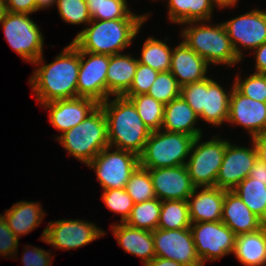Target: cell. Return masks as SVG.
Segmentation results:
<instances>
[{
    "instance_id": "f907efd6",
    "label": "cell",
    "mask_w": 266,
    "mask_h": 266,
    "mask_svg": "<svg viewBox=\"0 0 266 266\" xmlns=\"http://www.w3.org/2000/svg\"><path fill=\"white\" fill-rule=\"evenodd\" d=\"M7 13V7L4 0H0V23L4 19Z\"/></svg>"
},
{
    "instance_id": "9a60e30c",
    "label": "cell",
    "mask_w": 266,
    "mask_h": 266,
    "mask_svg": "<svg viewBox=\"0 0 266 266\" xmlns=\"http://www.w3.org/2000/svg\"><path fill=\"white\" fill-rule=\"evenodd\" d=\"M155 257L174 260L184 266H203L197 256L190 228L152 231Z\"/></svg>"
},
{
    "instance_id": "60d3db41",
    "label": "cell",
    "mask_w": 266,
    "mask_h": 266,
    "mask_svg": "<svg viewBox=\"0 0 266 266\" xmlns=\"http://www.w3.org/2000/svg\"><path fill=\"white\" fill-rule=\"evenodd\" d=\"M19 238L10 230L4 218L0 215V255L16 259Z\"/></svg>"
},
{
    "instance_id": "8992f818",
    "label": "cell",
    "mask_w": 266,
    "mask_h": 266,
    "mask_svg": "<svg viewBox=\"0 0 266 266\" xmlns=\"http://www.w3.org/2000/svg\"><path fill=\"white\" fill-rule=\"evenodd\" d=\"M231 90L226 91L222 85L210 77L181 86V97L198 115L199 119L219 127L227 123Z\"/></svg>"
},
{
    "instance_id": "7c38bea8",
    "label": "cell",
    "mask_w": 266,
    "mask_h": 266,
    "mask_svg": "<svg viewBox=\"0 0 266 266\" xmlns=\"http://www.w3.org/2000/svg\"><path fill=\"white\" fill-rule=\"evenodd\" d=\"M190 230L203 266L234 253L237 235L222 221L192 223Z\"/></svg>"
},
{
    "instance_id": "f1b7e54d",
    "label": "cell",
    "mask_w": 266,
    "mask_h": 266,
    "mask_svg": "<svg viewBox=\"0 0 266 266\" xmlns=\"http://www.w3.org/2000/svg\"><path fill=\"white\" fill-rule=\"evenodd\" d=\"M232 191L266 224V182L247 177Z\"/></svg>"
},
{
    "instance_id": "ffe728a7",
    "label": "cell",
    "mask_w": 266,
    "mask_h": 266,
    "mask_svg": "<svg viewBox=\"0 0 266 266\" xmlns=\"http://www.w3.org/2000/svg\"><path fill=\"white\" fill-rule=\"evenodd\" d=\"M208 68L207 61L183 41L173 48L170 72L180 86L204 80L208 77Z\"/></svg>"
},
{
    "instance_id": "5b68a950",
    "label": "cell",
    "mask_w": 266,
    "mask_h": 266,
    "mask_svg": "<svg viewBox=\"0 0 266 266\" xmlns=\"http://www.w3.org/2000/svg\"><path fill=\"white\" fill-rule=\"evenodd\" d=\"M55 139L67 153L88 165L101 150L109 146L107 122L102 107L99 105L82 122Z\"/></svg>"
},
{
    "instance_id": "4316f807",
    "label": "cell",
    "mask_w": 266,
    "mask_h": 266,
    "mask_svg": "<svg viewBox=\"0 0 266 266\" xmlns=\"http://www.w3.org/2000/svg\"><path fill=\"white\" fill-rule=\"evenodd\" d=\"M233 255L245 266H266V224L236 237Z\"/></svg>"
},
{
    "instance_id": "30bf717a",
    "label": "cell",
    "mask_w": 266,
    "mask_h": 266,
    "mask_svg": "<svg viewBox=\"0 0 266 266\" xmlns=\"http://www.w3.org/2000/svg\"><path fill=\"white\" fill-rule=\"evenodd\" d=\"M139 165V156L135 153L108 146L87 167L94 169L97 180L103 190H106L125 188L131 174Z\"/></svg>"
},
{
    "instance_id": "7402d4cb",
    "label": "cell",
    "mask_w": 266,
    "mask_h": 266,
    "mask_svg": "<svg viewBox=\"0 0 266 266\" xmlns=\"http://www.w3.org/2000/svg\"><path fill=\"white\" fill-rule=\"evenodd\" d=\"M221 221L236 235L257 231L265 225L233 191L225 192Z\"/></svg>"
},
{
    "instance_id": "7dc6e473",
    "label": "cell",
    "mask_w": 266,
    "mask_h": 266,
    "mask_svg": "<svg viewBox=\"0 0 266 266\" xmlns=\"http://www.w3.org/2000/svg\"><path fill=\"white\" fill-rule=\"evenodd\" d=\"M143 266H184L174 260L165 259L161 257H154L150 262L145 263Z\"/></svg>"
},
{
    "instance_id": "2e32d148",
    "label": "cell",
    "mask_w": 266,
    "mask_h": 266,
    "mask_svg": "<svg viewBox=\"0 0 266 266\" xmlns=\"http://www.w3.org/2000/svg\"><path fill=\"white\" fill-rule=\"evenodd\" d=\"M257 159V150L253 142L250 147H242L229 141L217 175L216 187L232 191L249 176L250 170Z\"/></svg>"
},
{
    "instance_id": "7bdbcfd3",
    "label": "cell",
    "mask_w": 266,
    "mask_h": 266,
    "mask_svg": "<svg viewBox=\"0 0 266 266\" xmlns=\"http://www.w3.org/2000/svg\"><path fill=\"white\" fill-rule=\"evenodd\" d=\"M7 12L32 15L37 12L36 0H4Z\"/></svg>"
},
{
    "instance_id": "3957f363",
    "label": "cell",
    "mask_w": 266,
    "mask_h": 266,
    "mask_svg": "<svg viewBox=\"0 0 266 266\" xmlns=\"http://www.w3.org/2000/svg\"><path fill=\"white\" fill-rule=\"evenodd\" d=\"M147 19L91 20L71 42L81 51L109 56L120 54L131 45Z\"/></svg>"
},
{
    "instance_id": "277c9868",
    "label": "cell",
    "mask_w": 266,
    "mask_h": 266,
    "mask_svg": "<svg viewBox=\"0 0 266 266\" xmlns=\"http://www.w3.org/2000/svg\"><path fill=\"white\" fill-rule=\"evenodd\" d=\"M191 21L181 24L182 40L191 50L203 57L209 65H226L227 69L241 62L223 23L207 24ZM187 26V27H186Z\"/></svg>"
},
{
    "instance_id": "4dcf8cb0",
    "label": "cell",
    "mask_w": 266,
    "mask_h": 266,
    "mask_svg": "<svg viewBox=\"0 0 266 266\" xmlns=\"http://www.w3.org/2000/svg\"><path fill=\"white\" fill-rule=\"evenodd\" d=\"M92 20L120 18H149L150 13L137 15L128 7L127 0H85Z\"/></svg>"
},
{
    "instance_id": "ee69618b",
    "label": "cell",
    "mask_w": 266,
    "mask_h": 266,
    "mask_svg": "<svg viewBox=\"0 0 266 266\" xmlns=\"http://www.w3.org/2000/svg\"><path fill=\"white\" fill-rule=\"evenodd\" d=\"M255 56L254 73L266 74V42L253 50Z\"/></svg>"
},
{
    "instance_id": "cb8c5ba5",
    "label": "cell",
    "mask_w": 266,
    "mask_h": 266,
    "mask_svg": "<svg viewBox=\"0 0 266 266\" xmlns=\"http://www.w3.org/2000/svg\"><path fill=\"white\" fill-rule=\"evenodd\" d=\"M198 120V115L180 95L165 104L161 130L184 133L196 138L203 134L202 130L196 127Z\"/></svg>"
},
{
    "instance_id": "d6a6232c",
    "label": "cell",
    "mask_w": 266,
    "mask_h": 266,
    "mask_svg": "<svg viewBox=\"0 0 266 266\" xmlns=\"http://www.w3.org/2000/svg\"><path fill=\"white\" fill-rule=\"evenodd\" d=\"M161 213V201L158 198L134 204L129 217L124 223L127 225L153 231L157 229Z\"/></svg>"
},
{
    "instance_id": "ac0fdd59",
    "label": "cell",
    "mask_w": 266,
    "mask_h": 266,
    "mask_svg": "<svg viewBox=\"0 0 266 266\" xmlns=\"http://www.w3.org/2000/svg\"><path fill=\"white\" fill-rule=\"evenodd\" d=\"M155 195L160 201L187 200L193 193L186 165L148 169Z\"/></svg>"
},
{
    "instance_id": "e0dca14e",
    "label": "cell",
    "mask_w": 266,
    "mask_h": 266,
    "mask_svg": "<svg viewBox=\"0 0 266 266\" xmlns=\"http://www.w3.org/2000/svg\"><path fill=\"white\" fill-rule=\"evenodd\" d=\"M227 122L242 126L253 138L266 130V102L246 97L233 87Z\"/></svg>"
},
{
    "instance_id": "5bb4252c",
    "label": "cell",
    "mask_w": 266,
    "mask_h": 266,
    "mask_svg": "<svg viewBox=\"0 0 266 266\" xmlns=\"http://www.w3.org/2000/svg\"><path fill=\"white\" fill-rule=\"evenodd\" d=\"M108 65L109 55L80 50L77 97L90 98L98 104L107 100L106 75Z\"/></svg>"
},
{
    "instance_id": "f6af8a7d",
    "label": "cell",
    "mask_w": 266,
    "mask_h": 266,
    "mask_svg": "<svg viewBox=\"0 0 266 266\" xmlns=\"http://www.w3.org/2000/svg\"><path fill=\"white\" fill-rule=\"evenodd\" d=\"M251 139L257 150L258 159L266 163V130Z\"/></svg>"
},
{
    "instance_id": "d590c367",
    "label": "cell",
    "mask_w": 266,
    "mask_h": 266,
    "mask_svg": "<svg viewBox=\"0 0 266 266\" xmlns=\"http://www.w3.org/2000/svg\"><path fill=\"white\" fill-rule=\"evenodd\" d=\"M181 86L170 71L159 72L148 91V95L161 103L168 104L180 96Z\"/></svg>"
},
{
    "instance_id": "f546056e",
    "label": "cell",
    "mask_w": 266,
    "mask_h": 266,
    "mask_svg": "<svg viewBox=\"0 0 266 266\" xmlns=\"http://www.w3.org/2000/svg\"><path fill=\"white\" fill-rule=\"evenodd\" d=\"M167 40L165 38L163 42L152 36L147 37L141 48V55L138 58V62L150 66L157 72L170 71L173 48H170Z\"/></svg>"
},
{
    "instance_id": "484cf974",
    "label": "cell",
    "mask_w": 266,
    "mask_h": 266,
    "mask_svg": "<svg viewBox=\"0 0 266 266\" xmlns=\"http://www.w3.org/2000/svg\"><path fill=\"white\" fill-rule=\"evenodd\" d=\"M38 202L20 201L8 209L1 216L10 230L18 237L27 235L36 229L43 221L46 213Z\"/></svg>"
},
{
    "instance_id": "9c48e42d",
    "label": "cell",
    "mask_w": 266,
    "mask_h": 266,
    "mask_svg": "<svg viewBox=\"0 0 266 266\" xmlns=\"http://www.w3.org/2000/svg\"><path fill=\"white\" fill-rule=\"evenodd\" d=\"M0 26L9 46L24 61L33 64L43 55L44 37L29 14L7 12Z\"/></svg>"
},
{
    "instance_id": "8fae6325",
    "label": "cell",
    "mask_w": 266,
    "mask_h": 266,
    "mask_svg": "<svg viewBox=\"0 0 266 266\" xmlns=\"http://www.w3.org/2000/svg\"><path fill=\"white\" fill-rule=\"evenodd\" d=\"M105 234L106 231L93 222L80 219H60L48 222L40 240L59 250H73L84 247Z\"/></svg>"
},
{
    "instance_id": "c3c4849f",
    "label": "cell",
    "mask_w": 266,
    "mask_h": 266,
    "mask_svg": "<svg viewBox=\"0 0 266 266\" xmlns=\"http://www.w3.org/2000/svg\"><path fill=\"white\" fill-rule=\"evenodd\" d=\"M239 0H211V3L213 5V7L215 8H228V7H235V5H237Z\"/></svg>"
},
{
    "instance_id": "ba28073f",
    "label": "cell",
    "mask_w": 266,
    "mask_h": 266,
    "mask_svg": "<svg viewBox=\"0 0 266 266\" xmlns=\"http://www.w3.org/2000/svg\"><path fill=\"white\" fill-rule=\"evenodd\" d=\"M202 137L194 139L186 168L195 187H216L217 175L230 140L214 135L212 139L203 142Z\"/></svg>"
},
{
    "instance_id": "b9f144b4",
    "label": "cell",
    "mask_w": 266,
    "mask_h": 266,
    "mask_svg": "<svg viewBox=\"0 0 266 266\" xmlns=\"http://www.w3.org/2000/svg\"><path fill=\"white\" fill-rule=\"evenodd\" d=\"M23 251L22 263L24 266H51L52 264L53 256L51 255L53 254L50 251L28 245Z\"/></svg>"
},
{
    "instance_id": "6da1fadb",
    "label": "cell",
    "mask_w": 266,
    "mask_h": 266,
    "mask_svg": "<svg viewBox=\"0 0 266 266\" xmlns=\"http://www.w3.org/2000/svg\"><path fill=\"white\" fill-rule=\"evenodd\" d=\"M33 65L38 68L29 78V84L40 106L77 97L80 50L72 42L51 63L46 64L42 55Z\"/></svg>"
},
{
    "instance_id": "52a82bcc",
    "label": "cell",
    "mask_w": 266,
    "mask_h": 266,
    "mask_svg": "<svg viewBox=\"0 0 266 266\" xmlns=\"http://www.w3.org/2000/svg\"><path fill=\"white\" fill-rule=\"evenodd\" d=\"M194 139L184 133L151 131L139 156L140 166L154 169L186 165Z\"/></svg>"
},
{
    "instance_id": "836d02e7",
    "label": "cell",
    "mask_w": 266,
    "mask_h": 266,
    "mask_svg": "<svg viewBox=\"0 0 266 266\" xmlns=\"http://www.w3.org/2000/svg\"><path fill=\"white\" fill-rule=\"evenodd\" d=\"M129 99L136 107L144 124L151 131L161 130L165 106L163 103L155 100L148 94L130 96Z\"/></svg>"
},
{
    "instance_id": "1f68e13d",
    "label": "cell",
    "mask_w": 266,
    "mask_h": 266,
    "mask_svg": "<svg viewBox=\"0 0 266 266\" xmlns=\"http://www.w3.org/2000/svg\"><path fill=\"white\" fill-rule=\"evenodd\" d=\"M191 219L187 200L161 201L158 227L164 230L190 228Z\"/></svg>"
},
{
    "instance_id": "681fc988",
    "label": "cell",
    "mask_w": 266,
    "mask_h": 266,
    "mask_svg": "<svg viewBox=\"0 0 266 266\" xmlns=\"http://www.w3.org/2000/svg\"><path fill=\"white\" fill-rule=\"evenodd\" d=\"M37 11L53 7L56 4V0H36Z\"/></svg>"
},
{
    "instance_id": "ab89813d",
    "label": "cell",
    "mask_w": 266,
    "mask_h": 266,
    "mask_svg": "<svg viewBox=\"0 0 266 266\" xmlns=\"http://www.w3.org/2000/svg\"><path fill=\"white\" fill-rule=\"evenodd\" d=\"M158 73L150 66L138 62L132 85L123 96L129 98L130 96L147 94L153 82L156 80Z\"/></svg>"
},
{
    "instance_id": "7a4b0ae2",
    "label": "cell",
    "mask_w": 266,
    "mask_h": 266,
    "mask_svg": "<svg viewBox=\"0 0 266 266\" xmlns=\"http://www.w3.org/2000/svg\"><path fill=\"white\" fill-rule=\"evenodd\" d=\"M114 97L112 101L109 97L99 104L105 113L109 146L140 156L151 130L144 124L129 98Z\"/></svg>"
},
{
    "instance_id": "83f0119b",
    "label": "cell",
    "mask_w": 266,
    "mask_h": 266,
    "mask_svg": "<svg viewBox=\"0 0 266 266\" xmlns=\"http://www.w3.org/2000/svg\"><path fill=\"white\" fill-rule=\"evenodd\" d=\"M168 18L174 24L191 21H212L214 7L211 0H167Z\"/></svg>"
},
{
    "instance_id": "d6986e66",
    "label": "cell",
    "mask_w": 266,
    "mask_h": 266,
    "mask_svg": "<svg viewBox=\"0 0 266 266\" xmlns=\"http://www.w3.org/2000/svg\"><path fill=\"white\" fill-rule=\"evenodd\" d=\"M49 112V121L62 133L82 122L99 104L90 98L60 99L41 105Z\"/></svg>"
},
{
    "instance_id": "603a6c76",
    "label": "cell",
    "mask_w": 266,
    "mask_h": 266,
    "mask_svg": "<svg viewBox=\"0 0 266 266\" xmlns=\"http://www.w3.org/2000/svg\"><path fill=\"white\" fill-rule=\"evenodd\" d=\"M110 228L122 249L139 257L143 265L155 257L151 231L134 228L124 222L114 223Z\"/></svg>"
},
{
    "instance_id": "f35d334b",
    "label": "cell",
    "mask_w": 266,
    "mask_h": 266,
    "mask_svg": "<svg viewBox=\"0 0 266 266\" xmlns=\"http://www.w3.org/2000/svg\"><path fill=\"white\" fill-rule=\"evenodd\" d=\"M242 74L236 76L234 87L244 96L253 100L266 102V74L254 73L247 78H241Z\"/></svg>"
},
{
    "instance_id": "8d00e7d4",
    "label": "cell",
    "mask_w": 266,
    "mask_h": 266,
    "mask_svg": "<svg viewBox=\"0 0 266 266\" xmlns=\"http://www.w3.org/2000/svg\"><path fill=\"white\" fill-rule=\"evenodd\" d=\"M55 5L60 17L66 23L87 26L92 20L85 0H56Z\"/></svg>"
},
{
    "instance_id": "d4e9b609",
    "label": "cell",
    "mask_w": 266,
    "mask_h": 266,
    "mask_svg": "<svg viewBox=\"0 0 266 266\" xmlns=\"http://www.w3.org/2000/svg\"><path fill=\"white\" fill-rule=\"evenodd\" d=\"M138 57L120 53L109 56L107 68V99L111 96H123L134 80Z\"/></svg>"
},
{
    "instance_id": "e575fe53",
    "label": "cell",
    "mask_w": 266,
    "mask_h": 266,
    "mask_svg": "<svg viewBox=\"0 0 266 266\" xmlns=\"http://www.w3.org/2000/svg\"><path fill=\"white\" fill-rule=\"evenodd\" d=\"M125 190L135 204L157 198L149 170L140 165L131 174L126 183Z\"/></svg>"
},
{
    "instance_id": "44dd1931",
    "label": "cell",
    "mask_w": 266,
    "mask_h": 266,
    "mask_svg": "<svg viewBox=\"0 0 266 266\" xmlns=\"http://www.w3.org/2000/svg\"><path fill=\"white\" fill-rule=\"evenodd\" d=\"M195 187L188 197L191 223L221 221L223 201L227 190L218 187Z\"/></svg>"
},
{
    "instance_id": "4fadbf2b",
    "label": "cell",
    "mask_w": 266,
    "mask_h": 266,
    "mask_svg": "<svg viewBox=\"0 0 266 266\" xmlns=\"http://www.w3.org/2000/svg\"><path fill=\"white\" fill-rule=\"evenodd\" d=\"M222 23L241 60L244 57V49L251 52L266 42V11L264 10L252 9Z\"/></svg>"
},
{
    "instance_id": "74e56055",
    "label": "cell",
    "mask_w": 266,
    "mask_h": 266,
    "mask_svg": "<svg viewBox=\"0 0 266 266\" xmlns=\"http://www.w3.org/2000/svg\"><path fill=\"white\" fill-rule=\"evenodd\" d=\"M101 199L109 210L121 216L120 222L126 221L135 204L125 188L103 190Z\"/></svg>"
},
{
    "instance_id": "bcb514c9",
    "label": "cell",
    "mask_w": 266,
    "mask_h": 266,
    "mask_svg": "<svg viewBox=\"0 0 266 266\" xmlns=\"http://www.w3.org/2000/svg\"><path fill=\"white\" fill-rule=\"evenodd\" d=\"M248 177L254 178L256 181L266 182V163L257 159Z\"/></svg>"
}]
</instances>
